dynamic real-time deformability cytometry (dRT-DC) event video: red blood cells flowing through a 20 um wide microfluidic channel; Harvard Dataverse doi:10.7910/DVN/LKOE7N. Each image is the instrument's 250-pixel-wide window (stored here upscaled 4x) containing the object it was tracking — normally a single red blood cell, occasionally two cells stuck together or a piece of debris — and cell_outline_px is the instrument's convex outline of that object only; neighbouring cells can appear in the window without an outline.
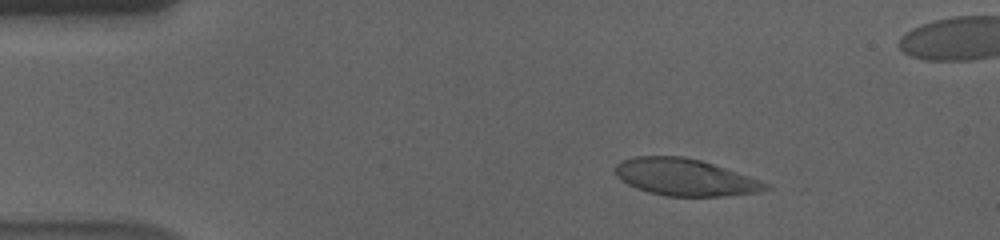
{"species": "human", "species_latin": "Homo sapiens", "temperature_condition": "cold", "stored_images_in_passage": 58, "segment_of_instrument_passage": [1, 2], "camera_frame_rate_fps": 3000, "um_per_image_px": 0.085, "donor": {"sex": "male"}, "frame": {"image": 1, "passage_image": 9, "time_ms": 2.667, "image_size_px": [1000, 240], "cell_outline_px": [[772, 188], [760, 192], [724, 196], [668, 196], [648, 192], [636, 188], [620, 180], [612, 172], [612, 168], [620, 160], [636, 156], [684, 156], [700, 160], [772, 184]], "centroid_in_image_um": [58.19, 15.06], "position_along_channel_um": 26.8, "area_um2": 32.6}}
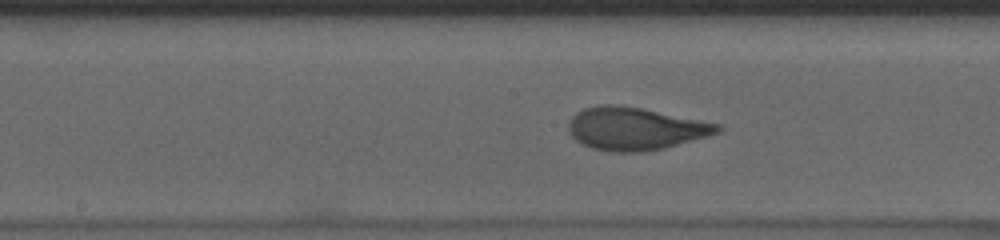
{"frame": {"image": 2, "passage_image": 29, "time_ms": 9.333, "image_size_px": [1000, 240], "cell_outline_px": [[724, 128], [720, 132], [708, 136], [664, 148], [644, 152], [608, 152], [592, 148], [580, 144], [568, 132], [568, 120], [576, 112], [584, 108], [600, 104], [616, 104], [644, 108], [720, 124]], "centroid_in_image_um": [53.97, 10.93], "position_along_channel_um": 194.2, "area_um2": 37.57}}
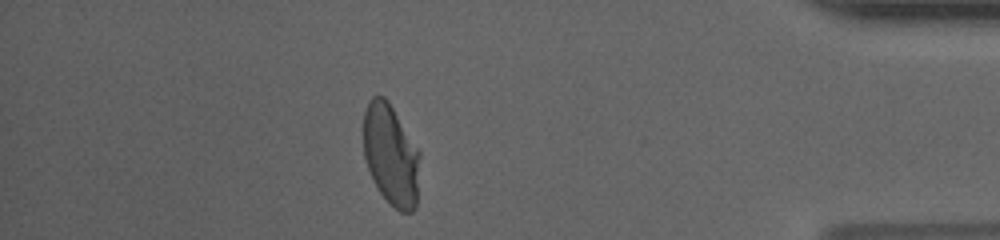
{"frame": {"image": 3, "passage_image": 50, "time_ms": 16.333, "image_size_px": [1000, 240], "cell_outline_px": [[420, 156], [416, 208], [412, 212], [400, 212], [380, 192], [368, 168], [364, 156], [364, 112], [372, 96], [384, 96], [388, 100], [420, 152]], "centroid_in_image_um": [33.24, 13.16], "position_along_channel_um": 402.0, "area_um2": 32.89}}